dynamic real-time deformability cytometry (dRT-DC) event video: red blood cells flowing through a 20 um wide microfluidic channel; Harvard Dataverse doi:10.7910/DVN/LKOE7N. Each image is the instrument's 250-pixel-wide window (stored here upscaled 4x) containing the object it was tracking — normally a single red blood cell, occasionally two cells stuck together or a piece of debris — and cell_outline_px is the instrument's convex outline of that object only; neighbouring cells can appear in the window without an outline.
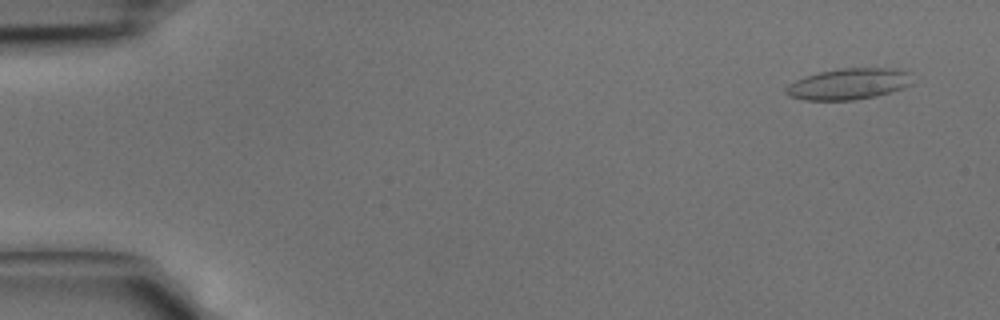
{"species": "common noctule bat (a hibernating species)", "species_latin": "Nyctalus noctula", "temperature_condition": "cold", "stored_images_in_passage": 42, "camera_frame_rate_fps": 3000, "um_per_image_px": 0.085, "animal": {"sex": "male", "body_mass_g": 15.6}, "frame": {"image": 1, "passage_image": 3, "time_ms": 0.667, "image_size_px": [1000, 320], "cell_outline_px": [[912, 84], [904, 88], [892, 92], [876, 96], [856, 100], [804, 100], [788, 96], [784, 92], [784, 88], [788, 84], [804, 76], [820, 72], [840, 68], [896, 68], [908, 72]], "centroid_in_image_um": [72.11, 7.14], "position_along_channel_um": 12.9, "area_um2": 23.18}}
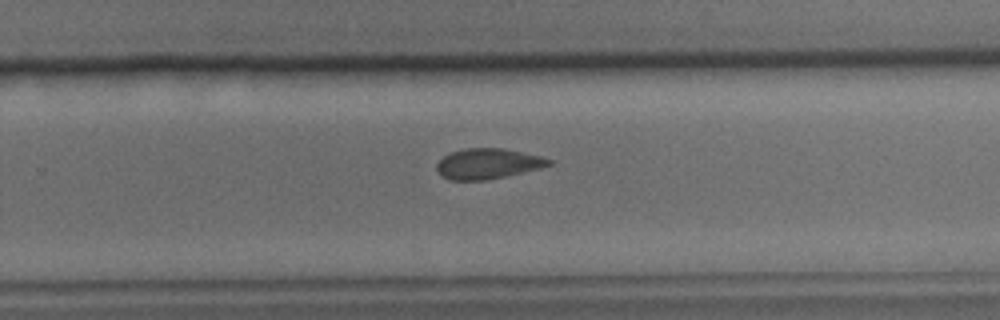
{"frame": {"image": 2, "passage_image": 28, "time_ms": 9.0, "image_size_px": [1000, 320], "cell_outline_px": [[552, 164], [540, 168], [504, 176], [484, 180], [448, 180], [436, 168], [436, 164], [444, 156], [452, 152], [464, 148], [504, 148], [540, 156], [552, 160]], "centroid_in_image_um": [41.46, 13.9], "position_along_channel_um": 288.3, "area_um2": 19.59}}
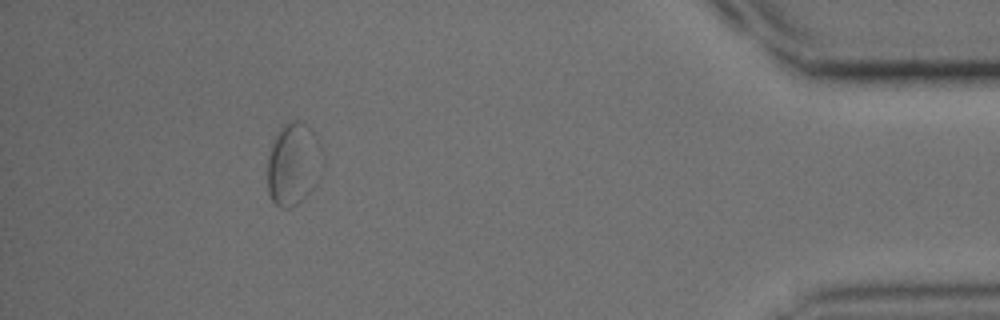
{"frame": {"image": 3, "passage_image": 39, "time_ms": 12.667, "image_size_px": [1000, 320], "cell_outline_px": [[324, 168], [320, 180], [296, 204], [288, 208], [280, 208], [272, 200], [268, 192], [268, 148], [272, 136], [284, 124], [292, 120], [296, 120], [308, 124], [316, 132], [324, 152]], "centroid_in_image_um": [24.98, 13.87], "position_along_channel_um": 410.2, "area_um2": 27.63}}